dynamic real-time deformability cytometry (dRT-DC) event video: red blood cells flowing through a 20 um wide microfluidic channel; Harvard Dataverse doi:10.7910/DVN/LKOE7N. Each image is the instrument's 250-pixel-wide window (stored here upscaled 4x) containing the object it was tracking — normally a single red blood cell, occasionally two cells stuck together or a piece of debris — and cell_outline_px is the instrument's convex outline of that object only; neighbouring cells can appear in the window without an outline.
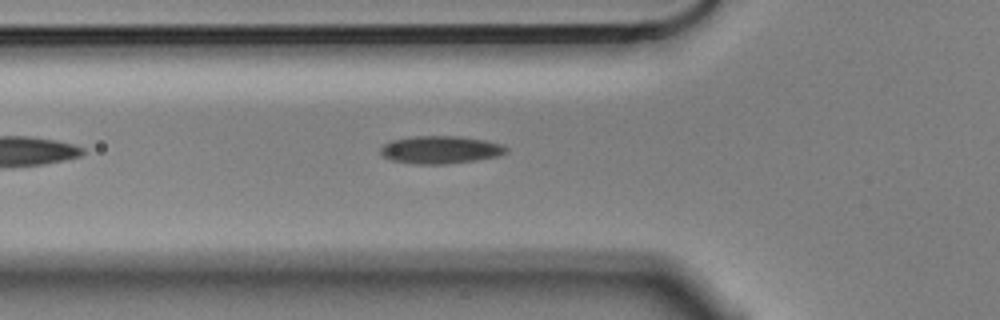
{"species": "Egyptian fruit bat (a non-hibernating species)", "species_latin": "Rousettus aegyptiacus", "temperature_condition": "cold", "stored_images_in_passage": 40, "camera_frame_rate_fps": 3000, "um_per_image_px": 0.085, "animal": {"sex": "male"}, "frame": {"image": 1, "passage_image": 8, "time_ms": 2.333, "image_size_px": [1000, 320], "cell_outline_px": [[508, 152], [496, 156], [476, 160], [444, 164], [416, 164], [392, 160], [384, 156], [380, 152], [380, 148], [384, 144], [392, 140], [412, 136], [460, 136], [484, 140], [500, 144], [508, 148]], "centroid_in_image_um": [37.43, 12.72], "position_along_channel_um": 88.4, "area_um2": 20.17}}
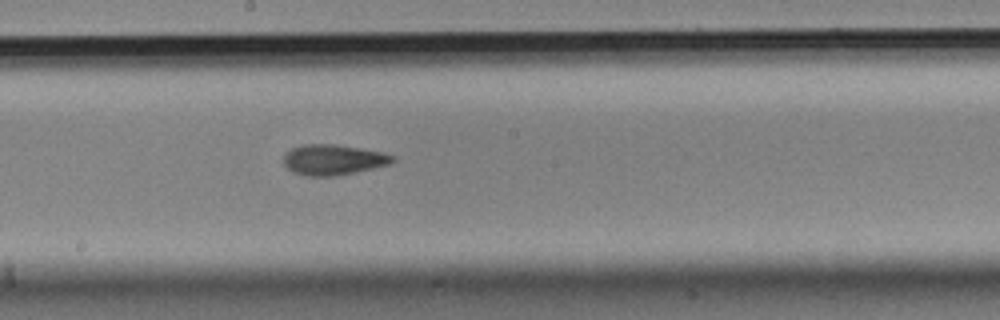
{"frame": {"image": 2, "passage_image": 19, "time_ms": 6.0, "image_size_px": [1000, 320], "cell_outline_px": [[396, 160], [388, 164], [356, 172], [336, 176], [304, 176], [292, 172], [284, 164], [284, 156], [292, 148], [304, 144], [336, 144], [384, 152], [396, 156]], "centroid_in_image_um": [28.34, 13.58], "position_along_channel_um": 219.9, "area_um2": 19.42}}
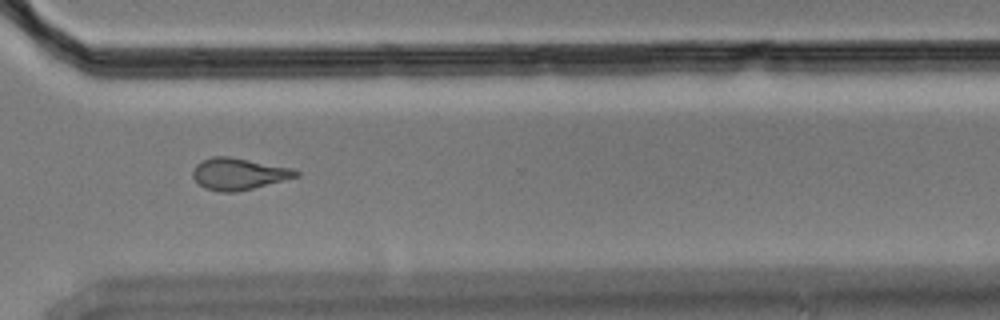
{"frame": {"image": 3, "passage_image": 30, "time_ms": 9.667, "image_size_px": [1000, 320], "cell_outline_px": [[300, 176], [236, 192], [220, 192], [204, 188], [192, 176], [192, 172], [196, 164], [212, 156], [228, 156], [292, 168], [300, 172]], "centroid_in_image_um": [20.28, 14.78], "position_along_channel_um": 350.3, "area_um2": 18.9}}